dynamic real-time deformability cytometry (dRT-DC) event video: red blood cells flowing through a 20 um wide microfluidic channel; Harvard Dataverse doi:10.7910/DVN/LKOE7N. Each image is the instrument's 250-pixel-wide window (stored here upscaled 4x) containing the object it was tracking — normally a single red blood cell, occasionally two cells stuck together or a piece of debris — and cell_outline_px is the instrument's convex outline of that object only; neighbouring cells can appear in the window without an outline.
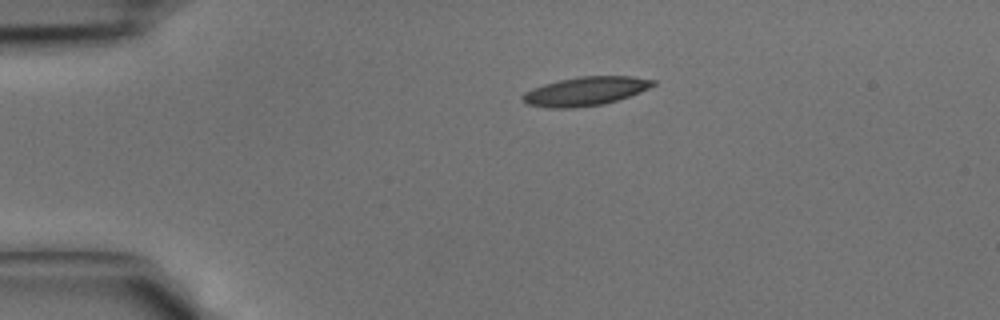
{"species": "common noctule bat (a hibernating species)", "species_latin": "Nyctalus noctula", "temperature_condition": "cold", "stored_images_in_passage": 34, "camera_frame_rate_fps": 3000, "um_per_image_px": 0.085, "animal": {"sex": "male", "body_mass_g": 15.6}, "frame": {"image": 1, "passage_image": 1, "time_ms": 0.0, "image_size_px": [1000, 320], "cell_outline_px": [[656, 84], [640, 92], [604, 104], [572, 108], [548, 108], [524, 104], [520, 100], [520, 96], [524, 92], [532, 88], [544, 84], [560, 80], [580, 76], [632, 76], [656, 80]], "centroid_in_image_um": [49.7, 7.76], "position_along_channel_um": 35.3, "area_um2": 22.02}}
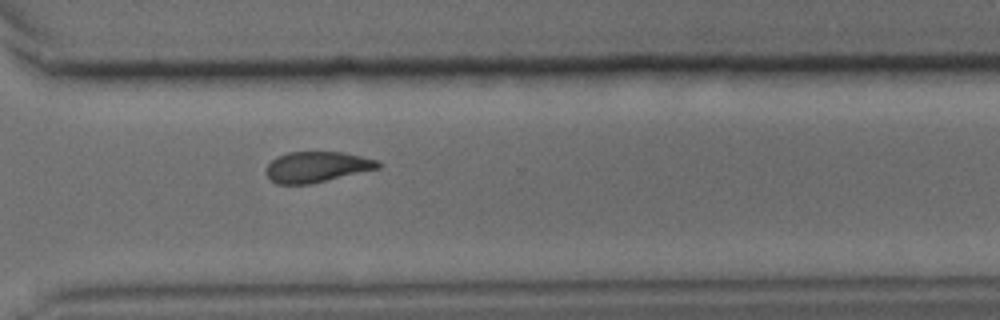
{"frame": {"image": 2, "passage_image": 23, "time_ms": 7.333, "image_size_px": [1000, 320], "cell_outline_px": [[380, 168], [312, 184], [276, 184], [264, 172], [268, 164], [272, 160], [288, 152], [344, 152], [376, 160], [380, 164]], "centroid_in_image_um": [26.92, 14.2], "position_along_channel_um": 343.7, "area_um2": 19.94}}
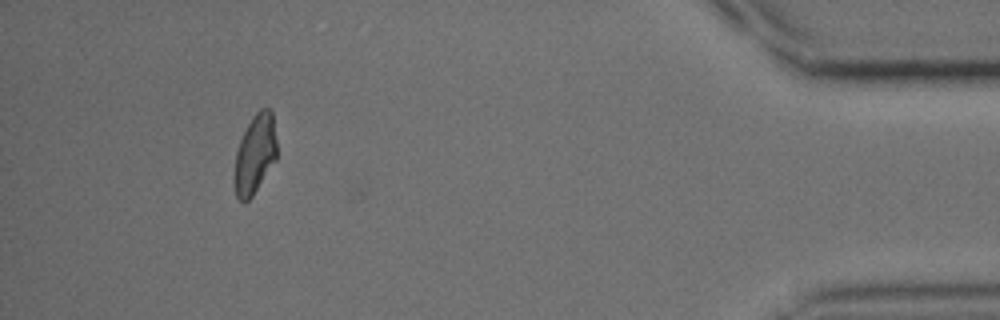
{"frame": {"image": 3, "passage_image": 31, "time_ms": 10.0, "image_size_px": [1000, 320], "cell_outline_px": [[276, 160], [252, 196], [244, 204], [236, 196], [232, 184], [232, 180], [236, 152], [240, 140], [252, 116], [260, 108], [272, 108], [276, 140]], "centroid_in_image_um": [21.65, 13.12], "position_along_channel_um": 413.6, "area_um2": 19.94}}